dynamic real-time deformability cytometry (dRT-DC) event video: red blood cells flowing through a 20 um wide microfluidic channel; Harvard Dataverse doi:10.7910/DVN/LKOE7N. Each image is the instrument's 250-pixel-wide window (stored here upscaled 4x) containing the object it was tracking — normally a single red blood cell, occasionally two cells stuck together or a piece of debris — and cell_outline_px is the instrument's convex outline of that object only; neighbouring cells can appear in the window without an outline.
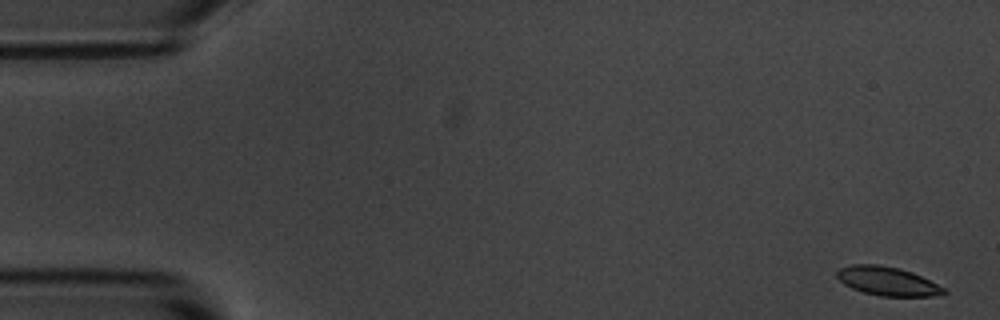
{"species": "common noctule bat (a hibernating species)", "species_latin": "Nyctalus noctula", "temperature_condition": "room temperature", "stored_images_in_passage": 5, "camera_frame_rate_fps": 3000, "um_per_image_px": 0.085, "animal": {"sex": "male", "body_mass_g": 20.1, "forearm_length_mm": 53.5}, "frame": {"image": 1, "passage_image": 1, "time_ms": 0.0, "image_size_px": [1000, 320], "cell_outline_px": [[948, 292], [932, 296], [880, 296], [864, 292], [852, 288], [844, 284], [836, 276], [836, 272], [840, 268], [852, 264], [876, 264], [900, 268], [912, 272], [944, 288]], "centroid_in_image_um": [75.4, 23.89], "position_along_channel_um": 9.6, "area_um2": 17.74}}
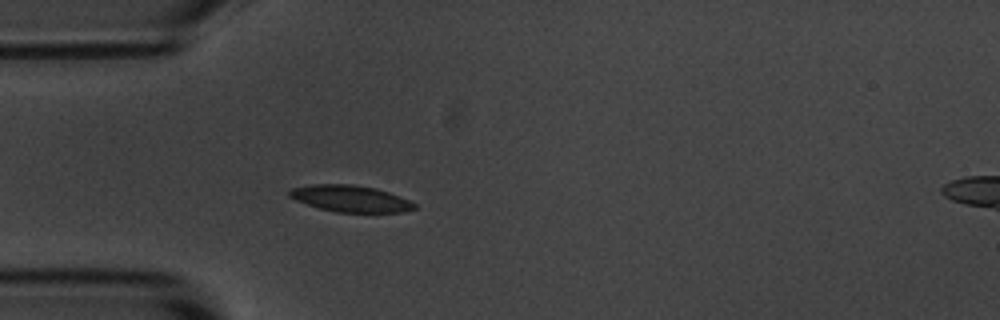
{"frame": {"image": 2, "passage_image": 5, "time_ms": 4.667, "image_size_px": [1000, 320], "cell_outline_px": [[416, 208], [404, 212], [336, 212], [320, 208], [296, 200], [288, 196], [288, 192], [292, 188], [312, 184], [352, 184], [376, 188], [388, 192], [408, 200], [416, 204]], "centroid_in_image_um": [29.78, 16.87], "position_along_channel_um": 55.2, "area_um2": 19.19}}